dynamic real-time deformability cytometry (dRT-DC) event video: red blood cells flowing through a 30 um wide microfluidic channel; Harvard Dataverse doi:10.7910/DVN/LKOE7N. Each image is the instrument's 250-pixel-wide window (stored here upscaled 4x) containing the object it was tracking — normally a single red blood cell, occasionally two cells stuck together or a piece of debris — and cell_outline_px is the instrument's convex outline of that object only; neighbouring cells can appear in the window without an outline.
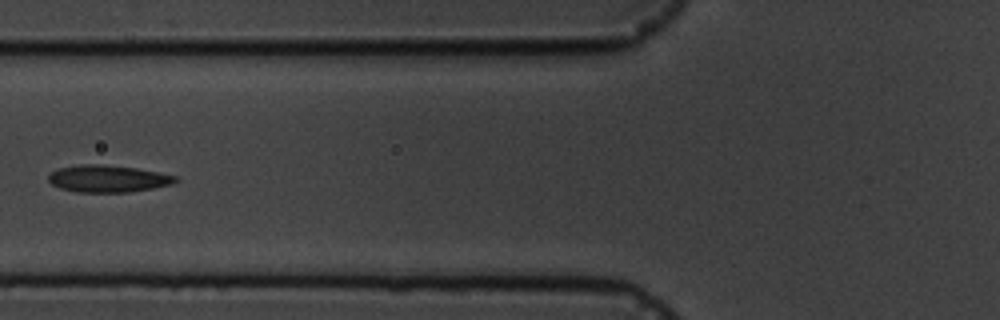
{"species": "common noctule bat (a hibernating species)", "species_latin": "Nyctalus noctula", "temperature_condition": "cold", "stored_images_in_passage": 8, "camera_frame_rate_fps": 3000, "um_per_image_px": 0.085, "animal": {"sex": "male", "body_mass_g": 19.5, "forearm_length_mm": 54.6}, "frame": {"image": 1, "passage_image": 7, "time_ms": 7.667, "image_size_px": [1000, 320], "cell_outline_px": [[180, 180], [172, 184], [152, 188], [128, 192], [76, 192], [60, 188], [52, 184], [48, 180], [48, 176], [52, 172], [60, 168], [80, 164], [100, 164], [136, 168], [176, 176]], "centroid_in_image_um": [9.17, 15.19], "position_along_channel_um": 116.6, "area_um2": 19.88}}
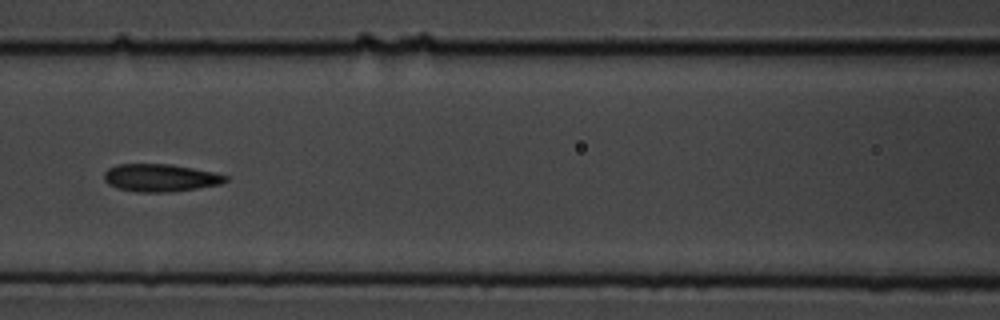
{"frame": {"image": 2, "passage_image": 8, "time_ms": 8.667, "image_size_px": [1000, 320], "cell_outline_px": [[228, 180], [220, 184], [196, 188], [168, 192], [136, 192], [120, 188], [108, 184], [104, 180], [104, 172], [108, 168], [116, 164], [172, 164], [212, 172], [228, 176]], "centroid_in_image_um": [13.6, 15.1], "position_along_channel_um": 153.0, "area_um2": 19.42}}